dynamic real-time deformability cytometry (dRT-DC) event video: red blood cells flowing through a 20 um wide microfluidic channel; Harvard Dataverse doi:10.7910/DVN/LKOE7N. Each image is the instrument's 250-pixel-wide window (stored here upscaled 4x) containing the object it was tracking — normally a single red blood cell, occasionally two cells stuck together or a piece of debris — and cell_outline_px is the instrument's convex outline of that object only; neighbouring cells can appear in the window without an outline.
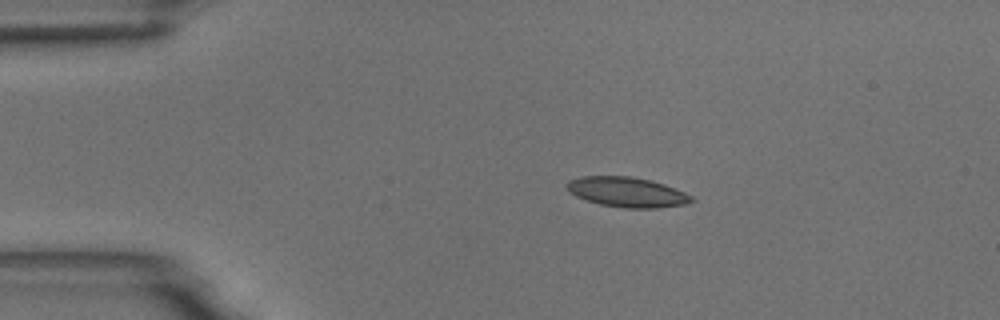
{"species": "common noctule bat (a hibernating species)", "species_latin": "Nyctalus noctula", "temperature_condition": "room temperature", "stored_images_in_passage": 46, "camera_frame_rate_fps": 3000, "um_per_image_px": 0.085, "animal": {"sex": "male", "body_mass_g": 18.8}, "frame": {"image": 1, "passage_image": 1, "time_ms": 0.0, "image_size_px": [1000, 320], "cell_outline_px": [[696, 200], [684, 204], [656, 208], [624, 208], [600, 204], [576, 196], [568, 192], [564, 184], [568, 180], [580, 176], [632, 176], [652, 180], [664, 184], [684, 192], [692, 196]], "centroid_in_image_um": [53.26, 16.31], "position_along_channel_um": 31.7, "area_um2": 21.91}}
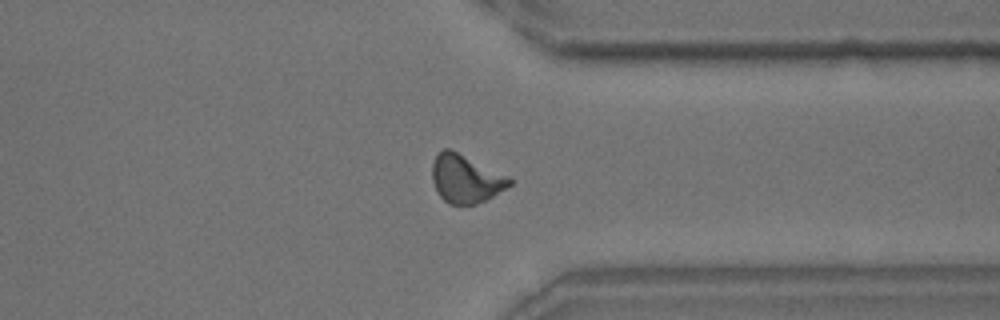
{"frame": {"image": 2, "passage_image": 33, "time_ms": 10.667, "image_size_px": [1000, 320], "cell_outline_px": [[512, 184], [492, 196], [476, 204], [448, 204], [440, 196], [432, 180], [432, 164], [436, 156], [444, 148], [452, 148], [508, 176], [512, 180]], "centroid_in_image_um": [39.57, 15.17], "position_along_channel_um": 371.8, "area_um2": 21.62}}
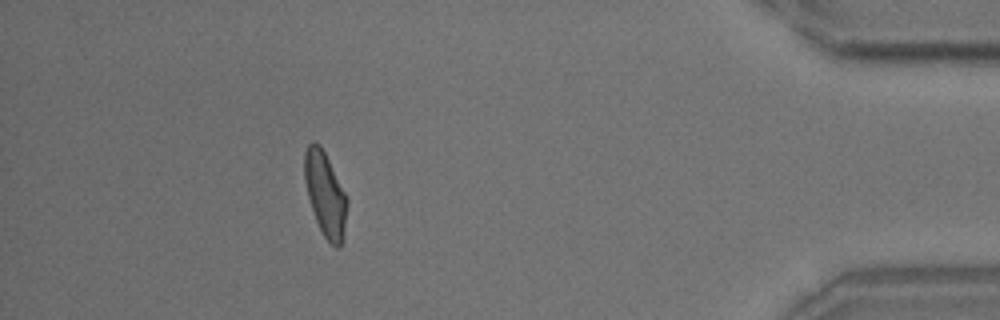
{"frame": {"image": 3, "passage_image": 40, "time_ms": 13.0, "image_size_px": [1000, 320], "cell_outline_px": [[348, 204], [344, 236], [340, 248], [336, 248], [324, 236], [316, 220], [308, 196], [304, 180], [304, 152], [308, 144], [312, 140], [320, 144], [348, 200]], "centroid_in_image_um": [27.64, 16.51], "position_along_channel_um": 407.6, "area_um2": 20.75}, "authors_computed_cell_mechanics": {"area_um2": 21.097, "velocity_mm_per_s": 3.6502, "shape_relaxation_time_tau1_ms": 6.1536, "shape_relaxation_time_tau2_ms": 1.6548, "deformation_change_tau1": 0.1699, "deformation_change_tau2": 0.072}}